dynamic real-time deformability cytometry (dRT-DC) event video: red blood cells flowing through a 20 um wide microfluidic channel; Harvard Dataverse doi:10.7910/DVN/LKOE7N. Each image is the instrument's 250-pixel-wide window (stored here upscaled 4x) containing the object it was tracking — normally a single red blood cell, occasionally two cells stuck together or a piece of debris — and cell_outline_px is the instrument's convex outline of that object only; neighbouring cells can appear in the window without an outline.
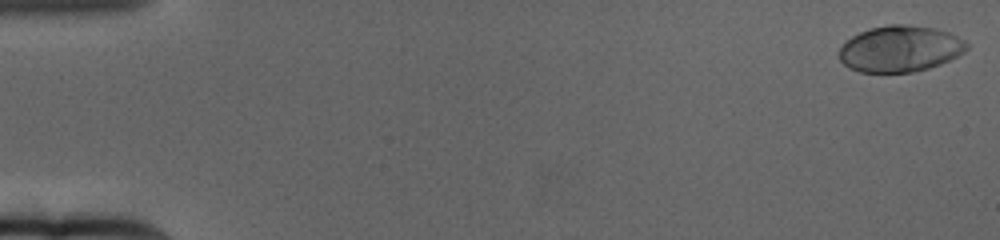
{"species": "human", "species_latin": "Homo sapiens", "temperature_condition": "cold", "stored_images_in_passage": 65, "camera_frame_rate_fps": 3000, "um_per_image_px": 0.085, "donor": {"sex": "female"}, "frame": {"image": 1, "passage_image": 1, "time_ms": 0.0, "image_size_px": [1000, 240], "cell_outline_px": [[968, 48], [964, 52], [940, 64], [928, 68], [912, 72], [860, 72], [848, 68], [840, 60], [840, 48], [852, 36], [860, 32], [872, 28], [888, 24], [908, 24], [932, 28], [948, 32], [964, 40], [968, 44]], "centroid_in_image_um": [76.5, 4.15], "position_along_channel_um": 8.5, "area_um2": 34.1}}
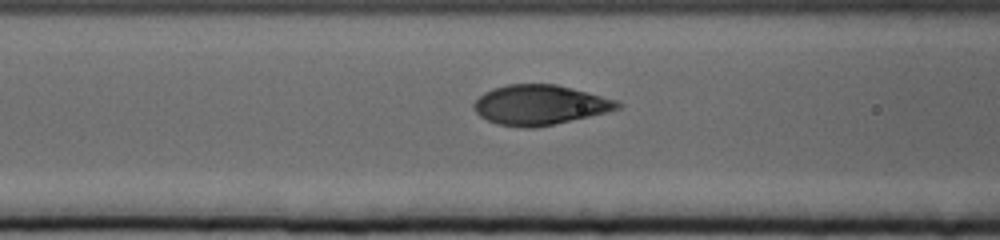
{"frame": {"image": 2, "passage_image": 27, "time_ms": 8.667, "image_size_px": [1000, 240], "cell_outline_px": [[624, 104], [620, 108], [588, 116], [536, 128], [524, 128], [496, 124], [480, 116], [472, 108], [472, 104], [484, 92], [492, 88], [508, 84], [556, 84], [620, 100]], "centroid_in_image_um": [45.88, 8.91], "position_along_channel_um": 120.7, "area_um2": 33.47}}
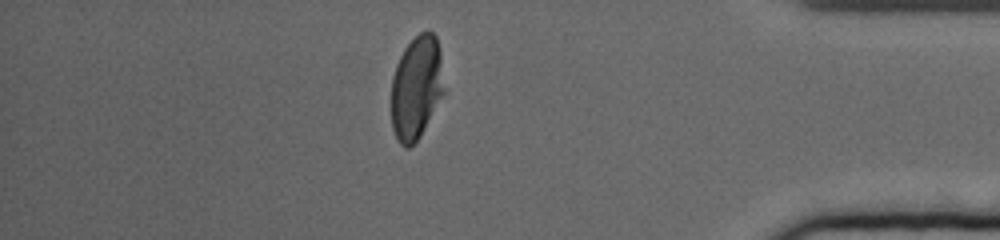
{"frame": {"image": 3, "passage_image": 57, "time_ms": 18.667, "image_size_px": [1000, 240], "cell_outline_px": [[444, 92], [420, 136], [408, 148], [404, 148], [396, 140], [392, 128], [392, 76], [396, 64], [404, 48], [420, 32], [432, 32], [436, 36], [440, 48]], "centroid_in_image_um": [35.38, 7.45], "position_along_channel_um": 399.8, "area_um2": 31.67}, "authors_computed_cell_mechanics": {"area_um2": 33.7552, "velocity_mm_per_s": 3.1057, "shape_relaxation_time_tau1_ms": 3.2546, "shape_relaxation_time_tau2_ms": null, "deformation_change_tau1": 0.1963, "deformation_change_tau2": null}}